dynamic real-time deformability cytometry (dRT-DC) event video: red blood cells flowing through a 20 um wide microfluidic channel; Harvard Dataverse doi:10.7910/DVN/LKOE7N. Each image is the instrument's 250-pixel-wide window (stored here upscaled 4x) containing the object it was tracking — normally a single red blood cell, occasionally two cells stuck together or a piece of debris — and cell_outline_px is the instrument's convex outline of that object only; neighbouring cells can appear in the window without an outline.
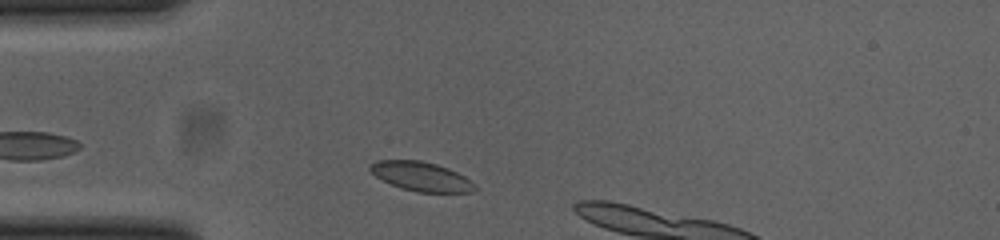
{"species": "common noctule bat (a hibernating species)", "species_latin": "Nyctalus noctula", "temperature_condition": "cold", "stored_images_in_passage": 8, "camera_frame_rate_fps": 3000, "um_per_image_px": 0.085, "animal": {"sex": "female", "body_mass_g": 23.0, "forearm_length_mm": 53.4}, "frame": {"image": 1, "passage_image": 3, "time_ms": 0.667, "image_size_px": [1000, 240], "cell_outline_px": [[476, 188], [472, 192], [416, 192], [392, 184], [376, 176], [368, 168], [376, 160], [420, 160], [436, 164], [448, 168], [464, 176], [476, 184]], "centroid_in_image_um": [35.83, 14.99], "position_along_channel_um": 49.2, "area_um2": 17.57}}